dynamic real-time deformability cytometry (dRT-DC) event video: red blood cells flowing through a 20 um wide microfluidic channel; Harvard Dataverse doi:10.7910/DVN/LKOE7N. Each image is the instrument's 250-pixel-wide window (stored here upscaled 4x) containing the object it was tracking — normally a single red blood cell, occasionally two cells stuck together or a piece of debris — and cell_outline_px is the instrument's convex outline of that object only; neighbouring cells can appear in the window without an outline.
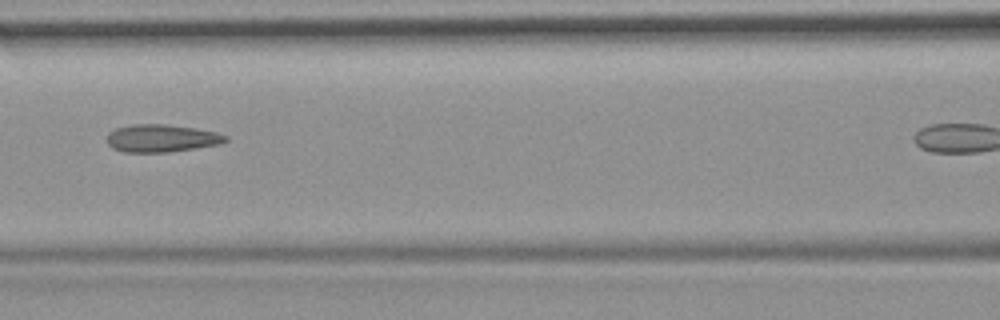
{"species": "common noctule bat (a hibernating species)", "species_latin": "Nyctalus noctula", "temperature_condition": "room temperature", "stored_images_in_passage": 7, "segment_of_instrument_passage": [1, 2], "camera_frame_rate_fps": 3000, "um_per_image_px": 0.085, "animal": {"sex": "female", "body_mass_g": 19.9}, "frame": {"image": 1, "passage_image": 6, "time_ms": 5.667, "image_size_px": [1000, 320], "cell_outline_px": [[228, 140], [220, 144], [196, 148], [168, 152], [124, 152], [112, 148], [108, 144], [108, 132], [116, 128], [136, 124], [168, 124], [196, 128], [216, 132], [228, 136]], "centroid_in_image_um": [13.75, 11.75], "position_along_channel_um": 152.9, "area_um2": 19.13}}